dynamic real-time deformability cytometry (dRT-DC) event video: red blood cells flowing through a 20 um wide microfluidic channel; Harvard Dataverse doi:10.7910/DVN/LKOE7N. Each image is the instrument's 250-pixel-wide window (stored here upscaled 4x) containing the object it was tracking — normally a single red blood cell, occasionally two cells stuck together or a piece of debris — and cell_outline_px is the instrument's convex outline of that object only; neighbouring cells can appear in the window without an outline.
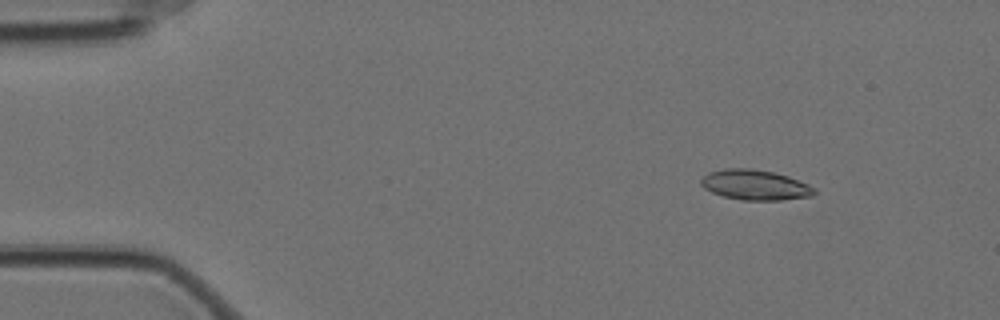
{"species": "Egyptian fruit bat (a non-hibernating species)", "species_latin": "Rousettus aegyptiacus", "temperature_condition": "cold", "stored_images_in_passage": 57, "camera_frame_rate_fps": 3000, "um_per_image_px": 0.085, "animal": {"sex": "female"}, "frame": {"image": 1, "passage_image": 6, "time_ms": 1.667, "image_size_px": [1000, 320], "cell_outline_px": [[816, 192], [812, 196], [780, 200], [740, 200], [724, 196], [712, 192], [704, 188], [700, 184], [700, 180], [708, 172], [724, 168], [748, 168], [772, 172], [788, 176], [808, 184], [816, 188]], "centroid_in_image_um": [64.17, 15.72], "position_along_channel_um": 20.8, "area_um2": 19.94}}
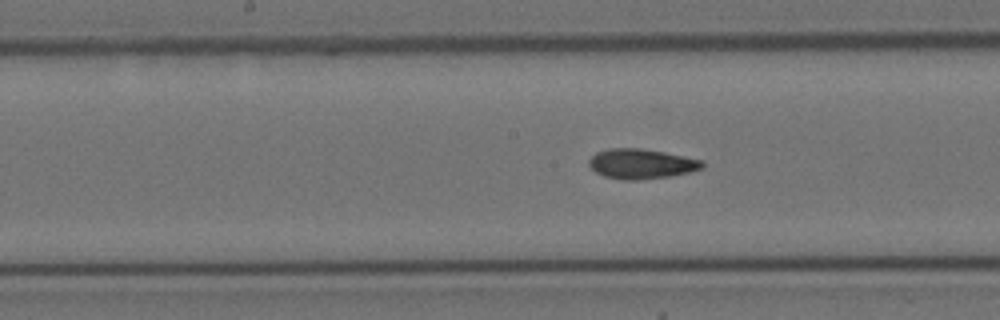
{"frame": {"image": 2, "passage_image": 28, "time_ms": 9.0, "image_size_px": [1000, 320], "cell_outline_px": [[704, 168], [688, 172], [668, 176], [636, 180], [624, 180], [604, 176], [596, 172], [588, 164], [588, 160], [596, 152], [608, 148], [640, 148], [664, 152], [704, 160]], "centroid_in_image_um": [54.5, 13.91], "position_along_channel_um": 193.7, "area_um2": 19.71}}
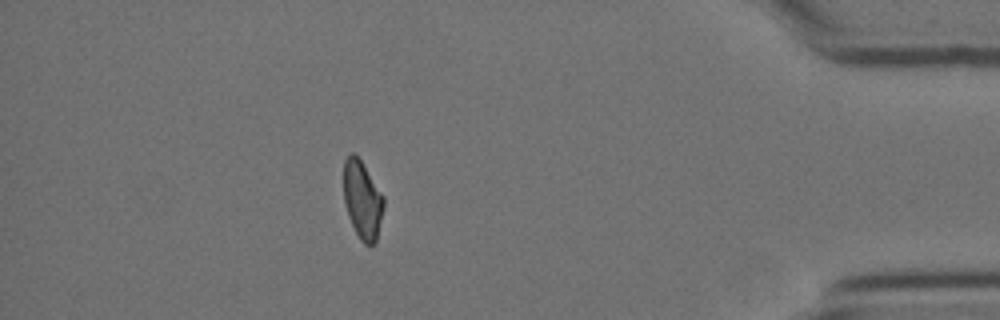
{"frame": {"image": 3, "passage_image": 50, "time_ms": 16.333, "image_size_px": [1000, 320], "cell_outline_px": [[384, 208], [376, 240], [372, 244], [364, 244], [360, 240], [348, 216], [344, 204], [344, 160], [348, 152], [352, 152], [360, 160], [384, 196]], "centroid_in_image_um": [30.79, 16.98], "position_along_channel_um": 404.4, "area_um2": 18.09}, "authors_computed_cell_mechanics": {"area_um2": 19.1896, "velocity_mm_per_s": 3.4964, "shape_relaxation_time_tau1_ms": 6.4786, "shape_relaxation_time_tau2_ms": 3.1826, "deformation_change_tau1": 0.1552, "deformation_change_tau2": 0.0937}}